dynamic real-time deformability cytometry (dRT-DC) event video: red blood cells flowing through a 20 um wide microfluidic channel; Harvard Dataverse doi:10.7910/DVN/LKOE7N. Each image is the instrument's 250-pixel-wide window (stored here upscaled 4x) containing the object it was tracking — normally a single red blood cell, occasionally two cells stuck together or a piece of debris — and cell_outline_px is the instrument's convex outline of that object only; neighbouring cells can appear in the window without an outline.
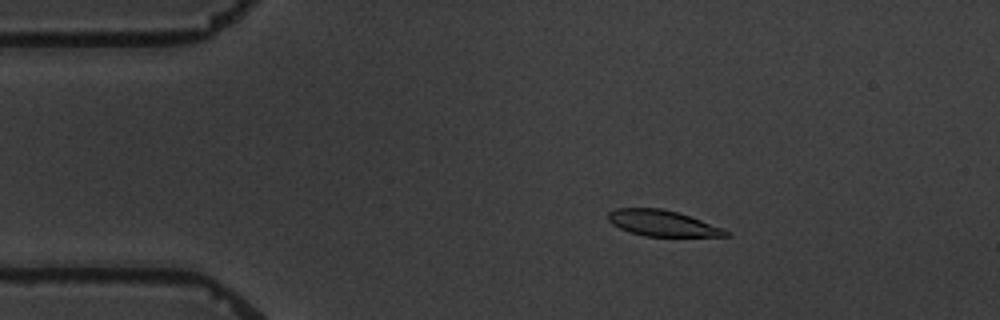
{"species": "common noctule bat (a hibernating species)", "species_latin": "Nyctalus noctula", "temperature_condition": "warm", "stored_images_in_passage": 6, "camera_frame_rate_fps": 3000, "um_per_image_px": 0.085, "animal": {"sex": "male", "body_mass_g": 19.5, "forearm_length_mm": 54.6}, "frame": {"image": 1, "passage_image": 3, "time_ms": 2.667, "image_size_px": [1000, 320], "cell_outline_px": [[728, 236], [644, 236], [628, 232], [612, 224], [608, 220], [608, 212], [616, 208], [664, 208], [680, 212], [724, 228], [728, 232]], "centroid_in_image_um": [56.29, 18.96], "position_along_channel_um": 28.7, "area_um2": 17.92}}
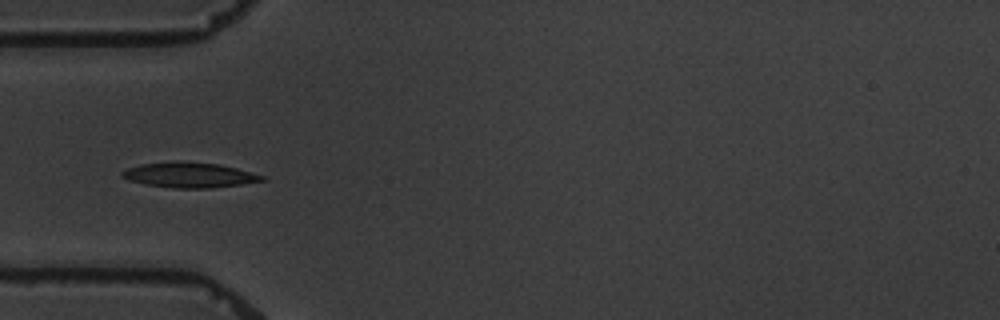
{"frame": {"image": 2, "passage_image": 5, "time_ms": 5.333, "image_size_px": [1000, 320], "cell_outline_px": [[268, 180], [212, 188], [172, 188], [144, 184], [128, 180], [120, 176], [120, 172], [128, 168], [140, 164], [172, 160], [180, 160], [220, 164], [236, 168], [264, 176]], "centroid_in_image_um": [16.05, 14.86], "position_along_channel_um": 69.0, "area_um2": 20.87}}
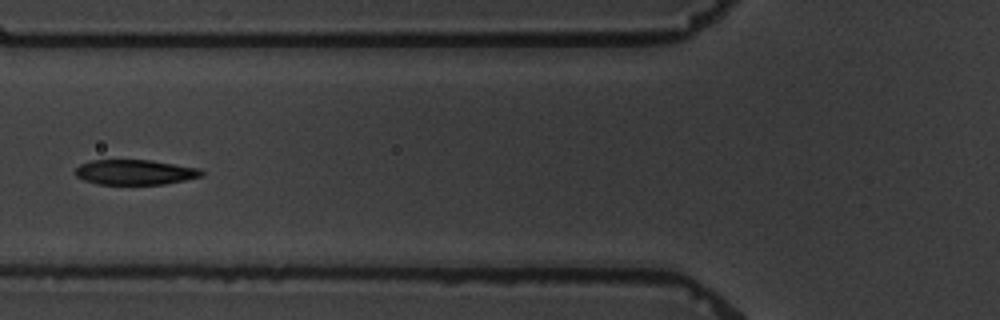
{"frame": {"image": 3, "passage_image": 6, "time_ms": 6.667, "image_size_px": [1000, 320], "cell_outline_px": [[204, 176], [164, 184], [96, 184], [84, 180], [76, 176], [76, 168], [80, 164], [92, 160], [152, 160], [200, 168], [204, 172]], "centroid_in_image_um": [11.5, 14.63], "position_along_channel_um": 114.3, "area_um2": 18.5}}